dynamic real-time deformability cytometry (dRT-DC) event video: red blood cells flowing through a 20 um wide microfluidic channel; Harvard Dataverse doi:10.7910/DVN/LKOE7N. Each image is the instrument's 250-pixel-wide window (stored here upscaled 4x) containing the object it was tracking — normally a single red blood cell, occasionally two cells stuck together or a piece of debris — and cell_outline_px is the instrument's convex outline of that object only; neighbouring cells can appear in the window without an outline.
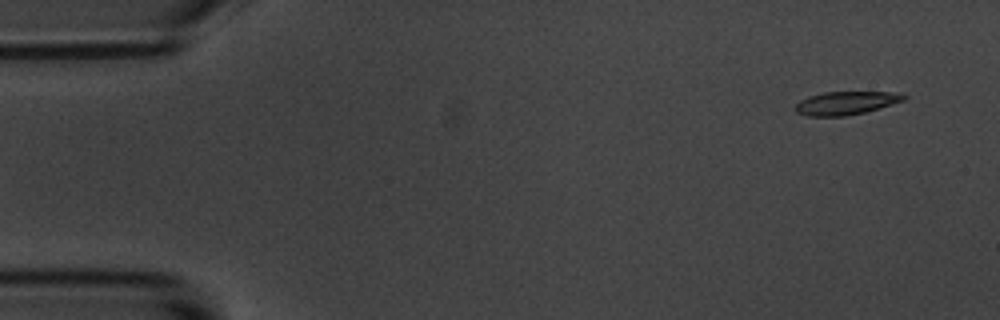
{"species": "common noctule bat (a hibernating species)", "species_latin": "Nyctalus noctula", "temperature_condition": "room temperature", "stored_images_in_passage": 4, "camera_frame_rate_fps": 3000, "um_per_image_px": 0.085, "animal": {"sex": "male", "body_mass_g": 20.1, "forearm_length_mm": 53.5}, "frame": {"image": 1, "passage_image": 1, "time_ms": 0.0, "image_size_px": [1000, 320], "cell_outline_px": [[908, 96], [904, 100], [880, 108], [864, 112], [844, 116], [808, 116], [796, 112], [792, 108], [800, 100], [808, 96], [824, 92], [892, 92]], "centroid_in_image_um": [71.85, 8.76], "position_along_channel_um": 13.1, "area_um2": 14.68}}
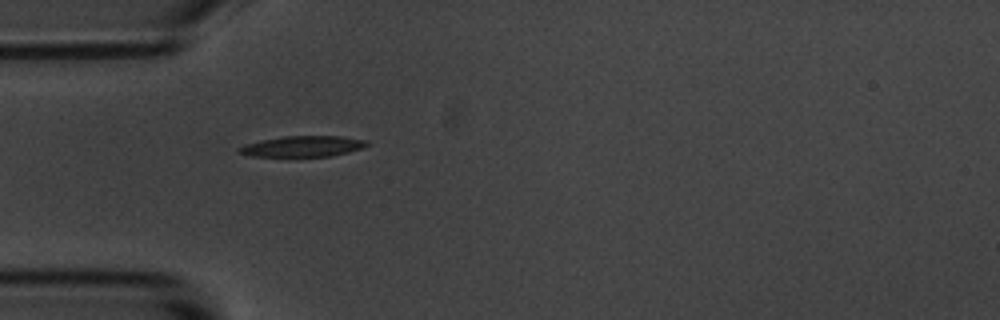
{"frame": {"image": 2, "passage_image": 4, "time_ms": 4.333, "image_size_px": [1000, 320], "cell_outline_px": [[368, 144], [364, 148], [348, 152], [328, 156], [248, 156], [236, 152], [236, 148], [244, 144], [260, 140], [284, 136], [340, 136], [368, 140]], "centroid_in_image_um": [25.69, 12.43], "position_along_channel_um": 59.3, "area_um2": 15.61}}